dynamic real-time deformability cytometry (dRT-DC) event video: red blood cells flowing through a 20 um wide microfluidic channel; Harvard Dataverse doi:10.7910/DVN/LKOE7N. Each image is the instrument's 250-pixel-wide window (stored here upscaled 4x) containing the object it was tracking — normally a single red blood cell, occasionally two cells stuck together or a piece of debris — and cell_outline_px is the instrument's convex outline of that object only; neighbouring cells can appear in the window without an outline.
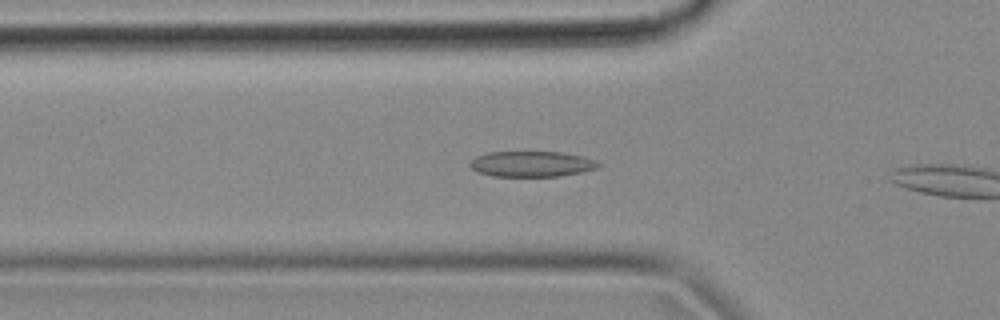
{"species": "common noctule bat (a hibernating species)", "species_latin": "Nyctalus noctula", "temperature_condition": "cold", "stored_images_in_passage": 7, "camera_frame_rate_fps": 3000, "um_per_image_px": 0.085, "animal": {"sex": "female", "body_mass_g": 18.4}, "frame": {"image": 1, "passage_image": 6, "time_ms": 1.667, "image_size_px": [1000, 320], "cell_outline_px": [[604, 164], [600, 168], [560, 176], [492, 176], [480, 172], [472, 168], [468, 164], [476, 156], [488, 152], [564, 152], [584, 156], [596, 160]], "centroid_in_image_um": [45.27, 13.93], "position_along_channel_um": 80.5, "area_um2": 19.31}}